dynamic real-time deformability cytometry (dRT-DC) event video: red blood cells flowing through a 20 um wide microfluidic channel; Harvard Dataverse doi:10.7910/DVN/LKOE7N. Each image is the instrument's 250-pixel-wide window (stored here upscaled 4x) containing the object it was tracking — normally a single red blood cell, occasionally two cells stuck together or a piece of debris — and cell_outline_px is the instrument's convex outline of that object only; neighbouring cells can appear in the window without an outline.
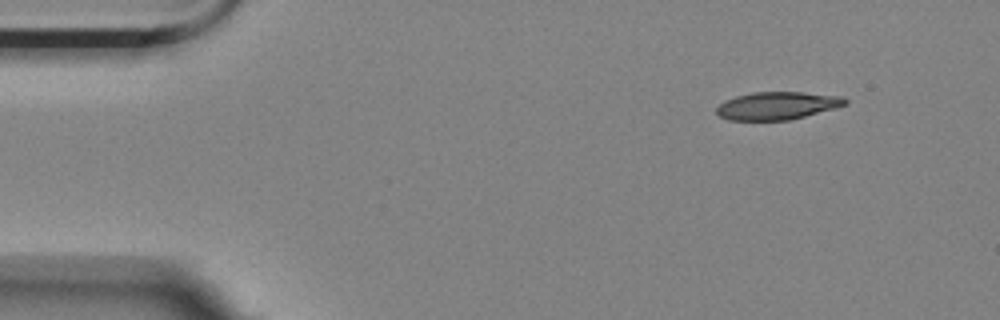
{"species": "Egyptian fruit bat (a non-hibernating species)", "species_latin": "Rousettus aegyptiacus", "temperature_condition": "room temperature", "stored_images_in_passage": 48, "camera_frame_rate_fps": 3000, "um_per_image_px": 0.085, "animal": {"sex": "female"}, "frame": {"image": 1, "passage_image": 1, "time_ms": 0.0, "image_size_px": [1000, 320], "cell_outline_px": [[848, 104], [836, 108], [788, 120], [728, 120], [720, 116], [716, 112], [716, 108], [724, 100], [736, 96], [752, 92], [804, 92], [844, 96], [848, 100]], "centroid_in_image_um": [66.09, 8.97], "position_along_channel_um": 18.9, "area_um2": 20.92}}
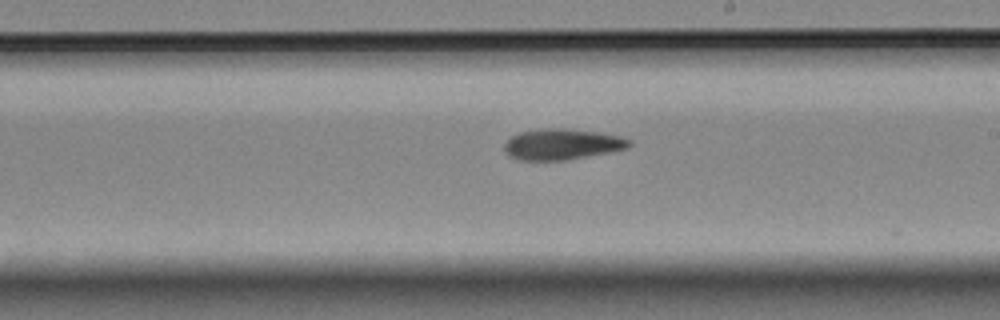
{"frame": {"image": 2, "passage_image": 27, "time_ms": 8.667, "image_size_px": [1000, 320], "cell_outline_px": [[632, 144], [628, 148], [608, 152], [564, 160], [516, 160], [508, 156], [504, 152], [504, 144], [512, 136], [520, 132], [552, 128], [568, 128], [596, 132], [620, 136], [632, 140]], "centroid_in_image_um": [47.76, 12.26], "position_along_channel_um": 241.2, "area_um2": 22.37}}
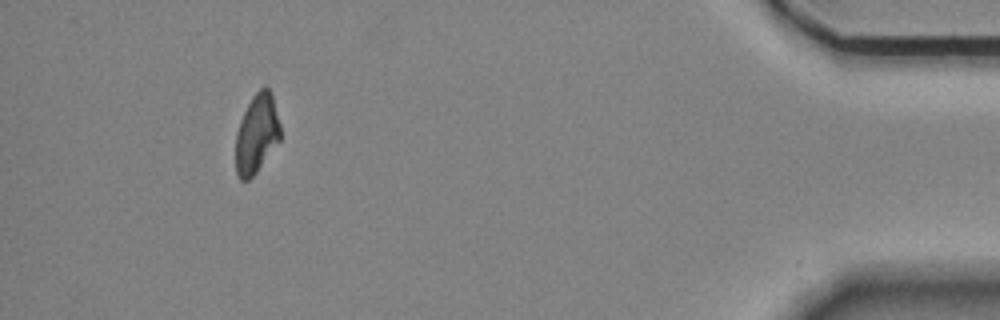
{"frame": {"image": 3, "passage_image": 47, "time_ms": 15.333, "image_size_px": [1000, 320], "cell_outline_px": [[280, 140], [256, 172], [248, 180], [240, 180], [236, 172], [236, 132], [240, 120], [252, 96], [264, 84], [272, 92], [280, 124]], "centroid_in_image_um": [21.82, 11.34], "position_along_channel_um": 413.4, "area_um2": 20.58}}